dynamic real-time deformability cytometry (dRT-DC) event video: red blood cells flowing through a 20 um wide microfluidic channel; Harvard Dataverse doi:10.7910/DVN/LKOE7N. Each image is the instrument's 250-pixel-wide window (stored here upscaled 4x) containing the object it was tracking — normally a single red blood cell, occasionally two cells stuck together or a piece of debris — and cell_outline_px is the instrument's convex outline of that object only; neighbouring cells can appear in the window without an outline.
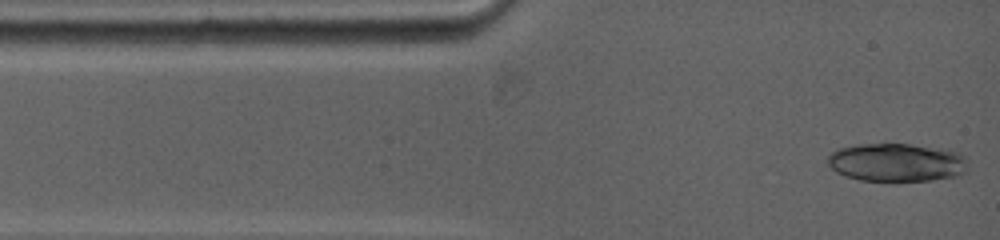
{"species": "common noctule bat (a hibernating species)", "species_latin": "Nyctalus noctula", "temperature_condition": "warm", "stored_images_in_passage": 5, "camera_frame_rate_fps": 5000, "um_per_image_px": 0.085, "animal": {"sex": "female", "body_mass_g": 19.0, "forearm_length_mm": 53.3}, "frame": {"image": 1, "passage_image": 1, "time_ms": 0.0, "image_size_px": [1000, 240], "cell_outline_px": [[968, 172], [952, 176], [928, 180], [860, 180], [848, 176], [832, 168], [828, 164], [828, 156], [836, 148], [860, 144], [912, 144], [944, 148], [960, 152], [964, 156], [968, 168]], "centroid_in_image_um": [76.25, 13.78], "position_along_channel_um": 8.7, "area_um2": 31.1}}